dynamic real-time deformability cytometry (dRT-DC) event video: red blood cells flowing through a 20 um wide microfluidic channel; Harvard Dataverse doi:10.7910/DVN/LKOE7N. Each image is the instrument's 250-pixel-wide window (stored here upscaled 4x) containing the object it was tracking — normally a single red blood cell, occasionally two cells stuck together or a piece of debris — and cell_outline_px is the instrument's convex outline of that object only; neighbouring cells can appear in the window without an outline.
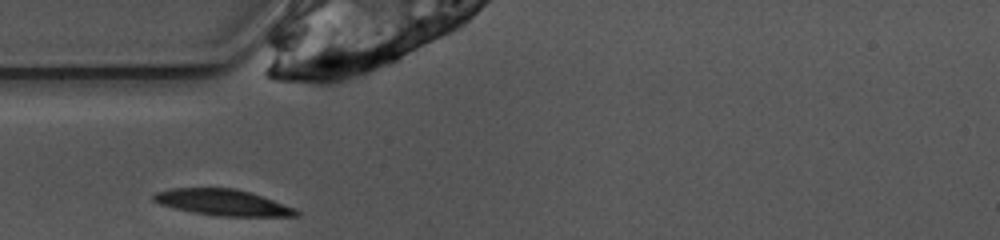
{"species": "common noctule bat (a hibernating species)", "species_latin": "Nyctalus noctula", "temperature_condition": "warm", "stored_images_in_passage": 23, "camera_frame_rate_fps": 3000, "um_per_image_px": 0.085, "animal": {"sex": "female", "body_mass_g": 10.0, "forearm_length_mm": 53.1}, "frame": {"image": 1, "passage_image": 1, "time_ms": 0.0, "image_size_px": [1000, 240], "cell_outline_px": [[300, 216], [216, 216], [192, 212], [172, 208], [160, 204], [152, 200], [152, 192], [168, 188], [236, 188], [252, 192], [296, 208], [300, 212]], "centroid_in_image_um": [18.91, 17.2], "position_along_channel_um": 66.1, "area_um2": 22.14}}
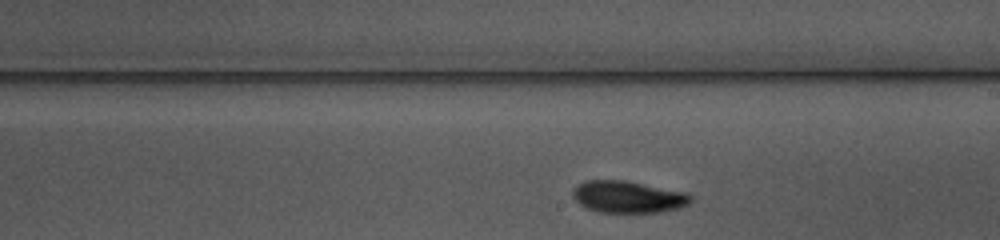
{"frame": {"image": 2, "passage_image": 14, "time_ms": 4.333, "image_size_px": [1000, 240], "cell_outline_px": [[692, 200], [688, 204], [680, 208], [660, 212], [596, 212], [580, 204], [572, 196], [572, 192], [576, 184], [584, 180], [624, 180], [688, 192], [692, 196]], "centroid_in_image_um": [53.39, 16.72], "position_along_channel_um": 235.6, "area_um2": 22.14}}
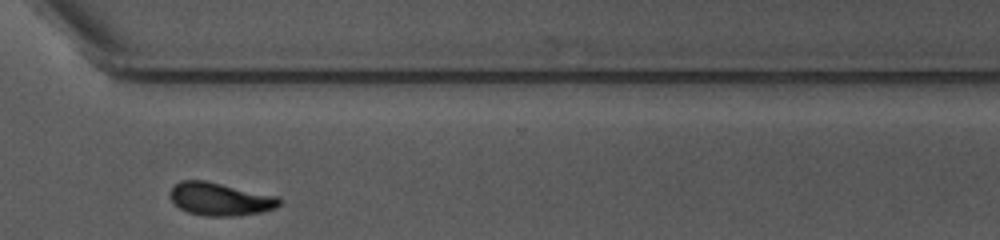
{"frame": {"image": 3, "passage_image": 23, "time_ms": 7.333, "image_size_px": [1000, 240], "cell_outline_px": [[280, 204], [276, 208], [260, 212], [240, 216], [204, 216], [188, 212], [180, 208], [168, 196], [168, 192], [172, 184], [180, 180], [204, 180], [280, 196]], "centroid_in_image_um": [18.69, 16.91], "position_along_channel_um": 351.9, "area_um2": 21.33}}